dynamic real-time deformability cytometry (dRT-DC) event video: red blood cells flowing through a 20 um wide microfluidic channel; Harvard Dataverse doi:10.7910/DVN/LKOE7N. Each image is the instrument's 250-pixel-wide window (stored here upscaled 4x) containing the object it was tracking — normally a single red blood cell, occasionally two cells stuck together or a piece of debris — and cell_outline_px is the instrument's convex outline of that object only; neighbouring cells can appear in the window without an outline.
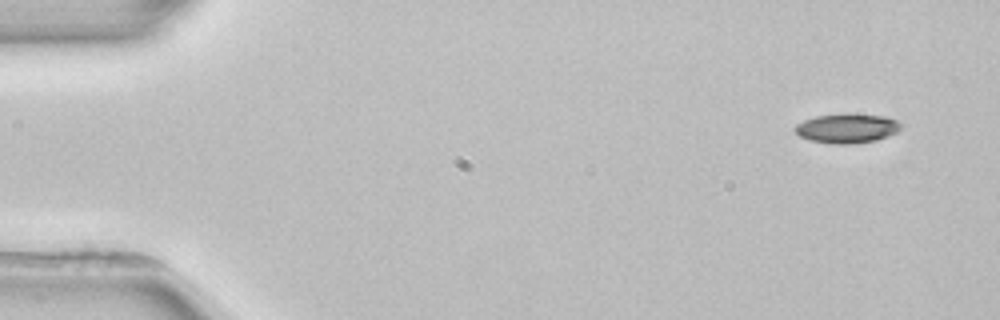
{"species": "common noctule bat (a hibernating species)", "species_latin": "Nyctalus noctula", "temperature_condition": "room temperature", "stored_images_in_passage": 5, "segment_of_instrument_passage": [1, 2], "camera_frame_rate_fps": 3000, "um_per_image_px": 0.085, "animal": {"sex": "female", "body_mass_g": 22.7, "forearm_length_mm": 54.2}, "frame": {"image": 1, "passage_image": 1, "time_ms": 0.0, "image_size_px": [1000, 320], "cell_outline_px": [[900, 128], [896, 132], [876, 140], [848, 144], [832, 144], [812, 140], [800, 136], [792, 128], [796, 124], [804, 120], [816, 116], [884, 116], [896, 120], [900, 124]], "centroid_in_image_um": [71.95, 10.95], "position_along_channel_um": 13.1, "area_um2": 17.22}}